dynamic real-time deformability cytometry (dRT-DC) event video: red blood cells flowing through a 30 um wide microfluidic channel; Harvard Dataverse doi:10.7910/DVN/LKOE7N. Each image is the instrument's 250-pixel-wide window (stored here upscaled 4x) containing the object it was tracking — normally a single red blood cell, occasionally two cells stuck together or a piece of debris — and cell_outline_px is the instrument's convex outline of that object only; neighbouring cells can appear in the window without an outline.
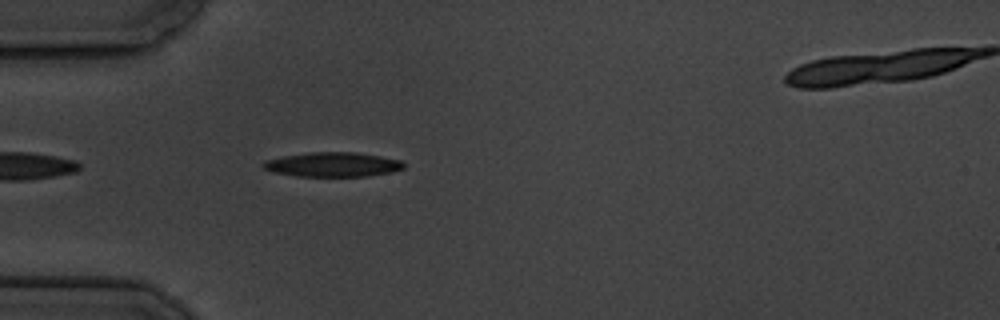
{"species": "common noctule bat (a hibernating species)", "species_latin": "Nyctalus noctula", "temperature_condition": "cold", "stored_images_in_passage": 4, "camera_frame_rate_fps": 3000, "um_per_image_px": 0.085, "animal": {"sex": "male", "body_mass_g": 19.5, "forearm_length_mm": 54.6}, "frame": {"image": 1, "passage_image": 3, "time_ms": 2.333, "image_size_px": [1000, 320], "cell_outline_px": [[404, 168], [392, 172], [368, 176], [296, 176], [276, 172], [264, 168], [260, 164], [264, 160], [284, 156], [312, 152], [356, 152], [380, 156], [400, 160], [404, 164]], "centroid_in_image_um": [28.29, 13.98], "position_along_channel_um": 56.7, "area_um2": 19.94}}